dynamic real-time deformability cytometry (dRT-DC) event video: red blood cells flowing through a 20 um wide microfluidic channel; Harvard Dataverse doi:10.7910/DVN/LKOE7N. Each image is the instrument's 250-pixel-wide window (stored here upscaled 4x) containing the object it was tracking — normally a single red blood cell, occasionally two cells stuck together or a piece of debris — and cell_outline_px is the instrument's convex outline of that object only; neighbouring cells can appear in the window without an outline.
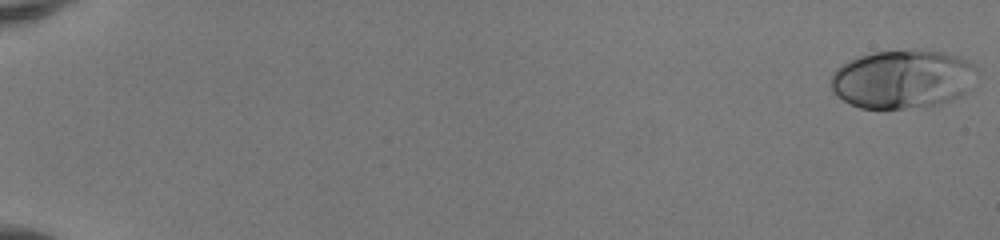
{"species": "human", "species_latin": "Homo sapiens", "temperature_condition": "room temperature", "stored_images_in_passage": 51, "camera_frame_rate_fps": 3000, "um_per_image_px": 0.085, "donor": {"sex": "female"}, "frame": {"image": 1, "passage_image": 1, "time_ms": 0.0, "image_size_px": [1000, 240], "cell_outline_px": [[976, 68], [968, 88], [960, 96], [940, 104], [924, 108], [860, 108], [836, 96], [832, 92], [828, 84], [832, 72], [840, 64], [856, 56], [872, 52], [944, 52], [968, 60]], "centroid_in_image_um": [76.62, 6.75], "position_along_channel_um": 8.4, "area_um2": 49.59}}
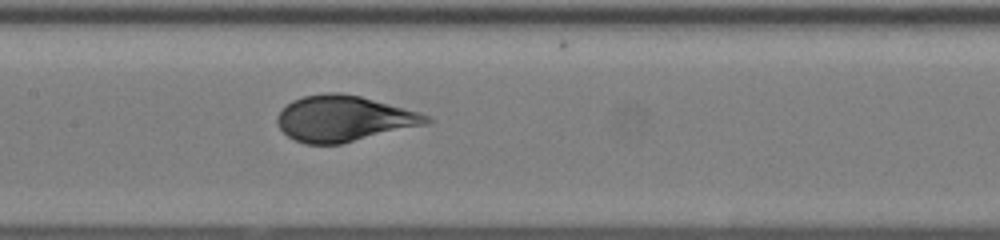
{"frame": {"image": 2, "passage_image": 28, "time_ms": 9.0, "image_size_px": [1000, 240], "cell_outline_px": [[432, 120], [428, 124], [340, 144], [304, 144], [288, 136], [280, 128], [276, 120], [276, 116], [292, 100], [304, 96], [324, 92], [340, 92], [360, 96], [416, 112], [428, 116]], "centroid_in_image_um": [29.18, 10.08], "position_along_channel_um": 178.2, "area_um2": 39.42}}
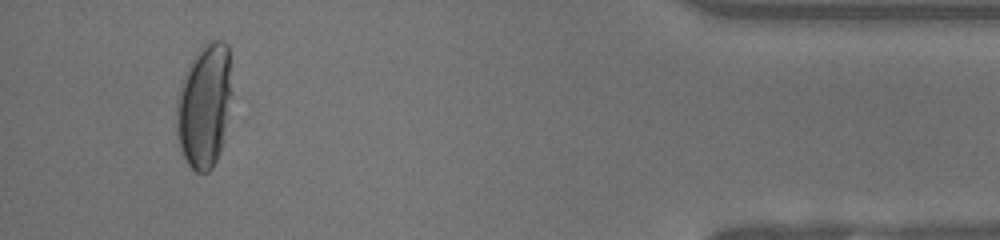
{"frame": {"image": 3, "passage_image": 49, "time_ms": 16.0, "image_size_px": [1000, 240], "cell_outline_px": [[232, 96], [220, 148], [216, 160], [212, 168], [208, 172], [196, 172], [188, 164], [180, 148], [176, 132], [176, 100], [180, 84], [184, 72], [188, 64], [196, 52], [208, 40], [220, 40], [228, 44], [232, 92]], "centroid_in_image_um": [17.35, 8.93], "position_along_channel_um": 417.8, "area_um2": 40.29}, "authors_computed_cell_mechanics": {"area_um2": 41.2114, "velocity_mm_per_s": 4.1406, "shape_relaxation_time_tau1_ms": 3.9865, "shape_relaxation_time_tau2_ms": null, "deformation_change_tau1": 0.2157, "deformation_change_tau2": null}}